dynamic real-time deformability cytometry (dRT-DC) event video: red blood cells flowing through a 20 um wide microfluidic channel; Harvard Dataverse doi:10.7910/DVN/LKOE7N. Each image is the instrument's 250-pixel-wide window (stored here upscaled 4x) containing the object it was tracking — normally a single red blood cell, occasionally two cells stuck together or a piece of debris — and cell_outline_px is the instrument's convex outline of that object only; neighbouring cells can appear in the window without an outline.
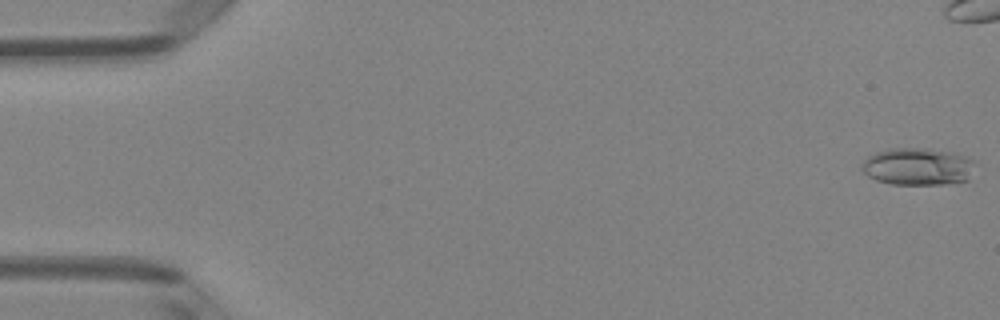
{"species": "Egyptian fruit bat (a non-hibernating species)", "species_latin": "Rousettus aegyptiacus", "temperature_condition": "room temperature", "stored_images_in_passage": 42, "camera_frame_rate_fps": 3000, "um_per_image_px": 0.085, "animal": {"sex": "female"}, "frame": {"image": 1, "passage_image": 1, "time_ms": 0.0, "image_size_px": [1000, 320], "cell_outline_px": [[976, 160], [968, 180], [944, 184], [892, 184], [876, 180], [868, 176], [860, 168], [864, 160], [868, 156], [876, 152], [888, 148], [924, 148], [948, 152], [964, 156]], "centroid_in_image_um": [77.99, 14.15], "position_along_channel_um": 7.0, "area_um2": 24.57}}
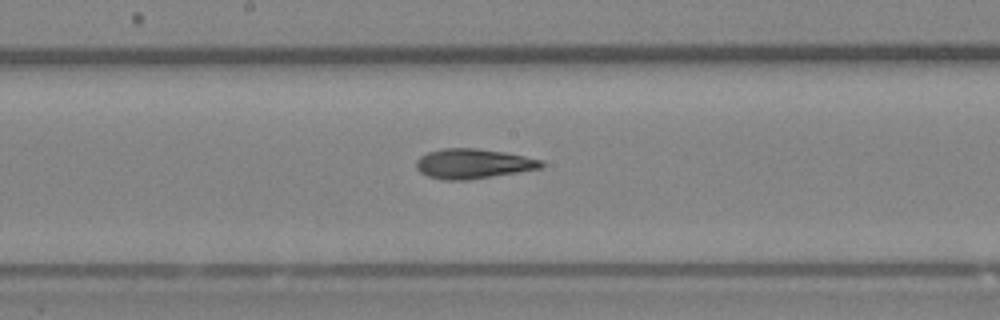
{"frame": {"image": 2, "passage_image": 27, "time_ms": 8.667, "image_size_px": [1000, 320], "cell_outline_px": [[544, 164], [540, 168], [468, 180], [444, 180], [428, 176], [420, 172], [416, 168], [416, 160], [420, 156], [428, 152], [444, 148], [476, 148], [504, 152], [544, 160]], "centroid_in_image_um": [40.19, 13.91], "position_along_channel_um": 208.0, "area_um2": 21.62}}
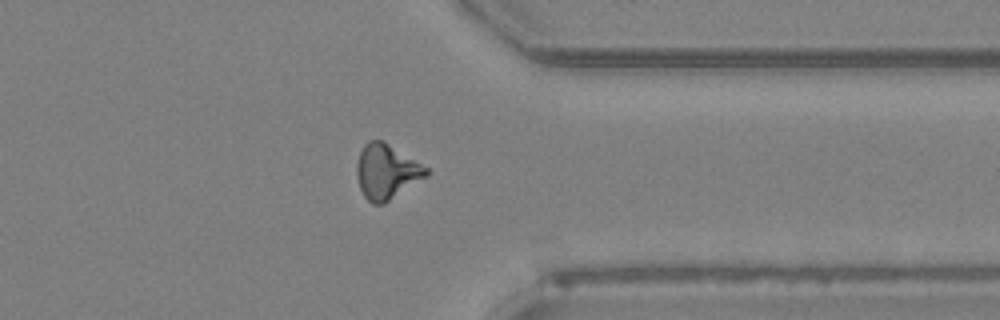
{"frame": {"image": 3, "passage_image": 40, "time_ms": 13.0, "image_size_px": [1000, 320], "cell_outline_px": [[432, 168], [428, 176], [384, 204], [372, 204], [364, 196], [360, 188], [356, 176], [356, 164], [360, 152], [364, 144], [368, 140], [384, 140]], "centroid_in_image_um": [32.9, 14.57], "position_along_channel_um": 378.5, "area_um2": 22.89}}